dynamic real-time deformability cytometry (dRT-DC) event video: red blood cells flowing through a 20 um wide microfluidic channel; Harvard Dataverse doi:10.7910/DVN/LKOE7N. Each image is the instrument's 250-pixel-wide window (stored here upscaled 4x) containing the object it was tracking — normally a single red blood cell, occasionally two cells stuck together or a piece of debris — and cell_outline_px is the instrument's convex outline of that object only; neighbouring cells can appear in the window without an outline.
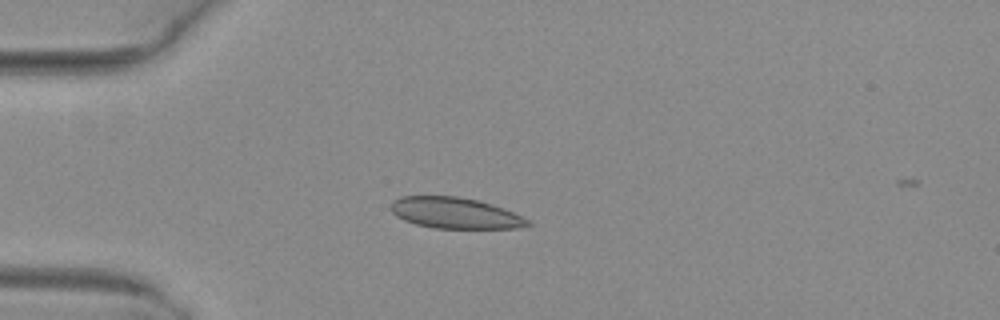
{"species": "common noctule bat (a hibernating species)", "species_latin": "Nyctalus noctula", "temperature_condition": "warm", "stored_images_in_passage": 4, "camera_frame_rate_fps": 3000, "um_per_image_px": 0.085, "animal": {"sex": "female", "body_mass_g": 29.2, "forearm_length_mm": 56.3}, "frame": {"image": 1, "passage_image": 3, "time_ms": 0.667, "image_size_px": [1000, 320], "cell_outline_px": [[532, 224], [516, 228], [432, 228], [416, 224], [404, 220], [396, 216], [388, 208], [392, 200], [400, 196], [456, 196], [480, 200], [504, 208], [532, 220]], "centroid_in_image_um": [38.67, 18.1], "position_along_channel_um": 46.3, "area_um2": 25.09}}